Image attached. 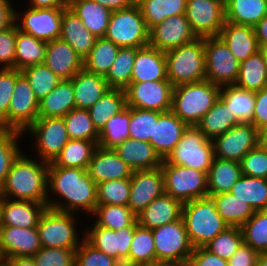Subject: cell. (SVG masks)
I'll use <instances>...</instances> for the list:
<instances>
[{"mask_svg": "<svg viewBox=\"0 0 267 266\" xmlns=\"http://www.w3.org/2000/svg\"><path fill=\"white\" fill-rule=\"evenodd\" d=\"M152 234L156 260L189 259L194 250L182 218L152 229Z\"/></svg>", "mask_w": 267, "mask_h": 266, "instance_id": "9a60e30c", "label": "cell"}, {"mask_svg": "<svg viewBox=\"0 0 267 266\" xmlns=\"http://www.w3.org/2000/svg\"><path fill=\"white\" fill-rule=\"evenodd\" d=\"M189 261L191 266H228L227 260L212 254L205 247L194 248Z\"/></svg>", "mask_w": 267, "mask_h": 266, "instance_id": "e7e4bbea", "label": "cell"}, {"mask_svg": "<svg viewBox=\"0 0 267 266\" xmlns=\"http://www.w3.org/2000/svg\"><path fill=\"white\" fill-rule=\"evenodd\" d=\"M60 39L67 42L84 60L93 48L96 37L68 7L63 11Z\"/></svg>", "mask_w": 267, "mask_h": 266, "instance_id": "4dcf8cb0", "label": "cell"}, {"mask_svg": "<svg viewBox=\"0 0 267 266\" xmlns=\"http://www.w3.org/2000/svg\"><path fill=\"white\" fill-rule=\"evenodd\" d=\"M91 216L95 218L92 221L97 226L113 229L114 231L130 225H138L137 215L129 206L97 205Z\"/></svg>", "mask_w": 267, "mask_h": 266, "instance_id": "bcb514c9", "label": "cell"}, {"mask_svg": "<svg viewBox=\"0 0 267 266\" xmlns=\"http://www.w3.org/2000/svg\"><path fill=\"white\" fill-rule=\"evenodd\" d=\"M126 107L125 90L111 88L88 109V112L94 127L100 132L112 116L119 114Z\"/></svg>", "mask_w": 267, "mask_h": 266, "instance_id": "f35d334b", "label": "cell"}, {"mask_svg": "<svg viewBox=\"0 0 267 266\" xmlns=\"http://www.w3.org/2000/svg\"><path fill=\"white\" fill-rule=\"evenodd\" d=\"M44 64L62 80H68L83 68V59L59 38L47 42Z\"/></svg>", "mask_w": 267, "mask_h": 266, "instance_id": "603a6c76", "label": "cell"}, {"mask_svg": "<svg viewBox=\"0 0 267 266\" xmlns=\"http://www.w3.org/2000/svg\"><path fill=\"white\" fill-rule=\"evenodd\" d=\"M267 15V0H225V19L254 27Z\"/></svg>", "mask_w": 267, "mask_h": 266, "instance_id": "d590c367", "label": "cell"}, {"mask_svg": "<svg viewBox=\"0 0 267 266\" xmlns=\"http://www.w3.org/2000/svg\"><path fill=\"white\" fill-rule=\"evenodd\" d=\"M76 108H91L109 89L105 76L82 68L72 79Z\"/></svg>", "mask_w": 267, "mask_h": 266, "instance_id": "f1b7e54d", "label": "cell"}, {"mask_svg": "<svg viewBox=\"0 0 267 266\" xmlns=\"http://www.w3.org/2000/svg\"><path fill=\"white\" fill-rule=\"evenodd\" d=\"M47 195L48 208L60 212L90 217L97 206V184L85 169L49 166Z\"/></svg>", "mask_w": 267, "mask_h": 266, "instance_id": "6da1fadb", "label": "cell"}, {"mask_svg": "<svg viewBox=\"0 0 267 266\" xmlns=\"http://www.w3.org/2000/svg\"><path fill=\"white\" fill-rule=\"evenodd\" d=\"M241 176L240 162L214 157L207 173L208 195L230 192Z\"/></svg>", "mask_w": 267, "mask_h": 266, "instance_id": "836d02e7", "label": "cell"}, {"mask_svg": "<svg viewBox=\"0 0 267 266\" xmlns=\"http://www.w3.org/2000/svg\"><path fill=\"white\" fill-rule=\"evenodd\" d=\"M2 199H0V216H1Z\"/></svg>", "mask_w": 267, "mask_h": 266, "instance_id": "979ff035", "label": "cell"}, {"mask_svg": "<svg viewBox=\"0 0 267 266\" xmlns=\"http://www.w3.org/2000/svg\"><path fill=\"white\" fill-rule=\"evenodd\" d=\"M212 142L215 157L240 162L259 145V130L252 123H239Z\"/></svg>", "mask_w": 267, "mask_h": 266, "instance_id": "e0dca14e", "label": "cell"}, {"mask_svg": "<svg viewBox=\"0 0 267 266\" xmlns=\"http://www.w3.org/2000/svg\"><path fill=\"white\" fill-rule=\"evenodd\" d=\"M26 155V156H25ZM21 152L1 186V196L47 204L49 163Z\"/></svg>", "mask_w": 267, "mask_h": 266, "instance_id": "7a4b0ae2", "label": "cell"}, {"mask_svg": "<svg viewBox=\"0 0 267 266\" xmlns=\"http://www.w3.org/2000/svg\"><path fill=\"white\" fill-rule=\"evenodd\" d=\"M63 119L70 139L98 141L99 132L94 127L88 110L75 108Z\"/></svg>", "mask_w": 267, "mask_h": 266, "instance_id": "f5cc1de1", "label": "cell"}, {"mask_svg": "<svg viewBox=\"0 0 267 266\" xmlns=\"http://www.w3.org/2000/svg\"><path fill=\"white\" fill-rule=\"evenodd\" d=\"M42 248L37 227L0 226V256L33 257Z\"/></svg>", "mask_w": 267, "mask_h": 266, "instance_id": "44dd1931", "label": "cell"}, {"mask_svg": "<svg viewBox=\"0 0 267 266\" xmlns=\"http://www.w3.org/2000/svg\"><path fill=\"white\" fill-rule=\"evenodd\" d=\"M66 8H15V20L18 30L43 41L59 39L62 16Z\"/></svg>", "mask_w": 267, "mask_h": 266, "instance_id": "7c38bea8", "label": "cell"}, {"mask_svg": "<svg viewBox=\"0 0 267 266\" xmlns=\"http://www.w3.org/2000/svg\"><path fill=\"white\" fill-rule=\"evenodd\" d=\"M3 197L1 196V187H0V199H2Z\"/></svg>", "mask_w": 267, "mask_h": 266, "instance_id": "67dfc351", "label": "cell"}, {"mask_svg": "<svg viewBox=\"0 0 267 266\" xmlns=\"http://www.w3.org/2000/svg\"><path fill=\"white\" fill-rule=\"evenodd\" d=\"M47 42L18 30L16 26V54L14 68L41 64L45 61Z\"/></svg>", "mask_w": 267, "mask_h": 266, "instance_id": "74e56055", "label": "cell"}, {"mask_svg": "<svg viewBox=\"0 0 267 266\" xmlns=\"http://www.w3.org/2000/svg\"><path fill=\"white\" fill-rule=\"evenodd\" d=\"M260 48L267 47V15L254 26Z\"/></svg>", "mask_w": 267, "mask_h": 266, "instance_id": "8c879c8a", "label": "cell"}, {"mask_svg": "<svg viewBox=\"0 0 267 266\" xmlns=\"http://www.w3.org/2000/svg\"><path fill=\"white\" fill-rule=\"evenodd\" d=\"M133 171L161 167L163 159L149 142L128 138L114 149Z\"/></svg>", "mask_w": 267, "mask_h": 266, "instance_id": "f546056e", "label": "cell"}, {"mask_svg": "<svg viewBox=\"0 0 267 266\" xmlns=\"http://www.w3.org/2000/svg\"><path fill=\"white\" fill-rule=\"evenodd\" d=\"M104 37L119 47L147 46L149 30L139 6L112 12Z\"/></svg>", "mask_w": 267, "mask_h": 266, "instance_id": "52a82bcc", "label": "cell"}, {"mask_svg": "<svg viewBox=\"0 0 267 266\" xmlns=\"http://www.w3.org/2000/svg\"><path fill=\"white\" fill-rule=\"evenodd\" d=\"M183 203L163 193L137 215L140 226L154 229L182 218Z\"/></svg>", "mask_w": 267, "mask_h": 266, "instance_id": "484cf974", "label": "cell"}, {"mask_svg": "<svg viewBox=\"0 0 267 266\" xmlns=\"http://www.w3.org/2000/svg\"><path fill=\"white\" fill-rule=\"evenodd\" d=\"M77 249L42 247L33 259L37 266H75Z\"/></svg>", "mask_w": 267, "mask_h": 266, "instance_id": "91938a15", "label": "cell"}, {"mask_svg": "<svg viewBox=\"0 0 267 266\" xmlns=\"http://www.w3.org/2000/svg\"><path fill=\"white\" fill-rule=\"evenodd\" d=\"M240 229L243 243L258 253L267 252V209L255 211Z\"/></svg>", "mask_w": 267, "mask_h": 266, "instance_id": "f907efd6", "label": "cell"}, {"mask_svg": "<svg viewBox=\"0 0 267 266\" xmlns=\"http://www.w3.org/2000/svg\"><path fill=\"white\" fill-rule=\"evenodd\" d=\"M31 8H67L68 0H28Z\"/></svg>", "mask_w": 267, "mask_h": 266, "instance_id": "2644e50d", "label": "cell"}, {"mask_svg": "<svg viewBox=\"0 0 267 266\" xmlns=\"http://www.w3.org/2000/svg\"><path fill=\"white\" fill-rule=\"evenodd\" d=\"M259 145L267 149V125L259 129Z\"/></svg>", "mask_w": 267, "mask_h": 266, "instance_id": "11e5206c", "label": "cell"}, {"mask_svg": "<svg viewBox=\"0 0 267 266\" xmlns=\"http://www.w3.org/2000/svg\"><path fill=\"white\" fill-rule=\"evenodd\" d=\"M188 124L180 120L172 111L164 112L154 122L150 144L162 159H166L181 140Z\"/></svg>", "mask_w": 267, "mask_h": 266, "instance_id": "d4e9b609", "label": "cell"}, {"mask_svg": "<svg viewBox=\"0 0 267 266\" xmlns=\"http://www.w3.org/2000/svg\"><path fill=\"white\" fill-rule=\"evenodd\" d=\"M256 266H267V252L259 253Z\"/></svg>", "mask_w": 267, "mask_h": 266, "instance_id": "2a66077c", "label": "cell"}, {"mask_svg": "<svg viewBox=\"0 0 267 266\" xmlns=\"http://www.w3.org/2000/svg\"><path fill=\"white\" fill-rule=\"evenodd\" d=\"M252 124L258 130L267 125V87H264L260 91H256Z\"/></svg>", "mask_w": 267, "mask_h": 266, "instance_id": "003e7915", "label": "cell"}, {"mask_svg": "<svg viewBox=\"0 0 267 266\" xmlns=\"http://www.w3.org/2000/svg\"><path fill=\"white\" fill-rule=\"evenodd\" d=\"M143 266H191L189 259L184 260H155Z\"/></svg>", "mask_w": 267, "mask_h": 266, "instance_id": "753ad0ef", "label": "cell"}, {"mask_svg": "<svg viewBox=\"0 0 267 266\" xmlns=\"http://www.w3.org/2000/svg\"><path fill=\"white\" fill-rule=\"evenodd\" d=\"M119 48L105 37L97 38L93 48L83 60V68L89 72L106 76L116 59Z\"/></svg>", "mask_w": 267, "mask_h": 266, "instance_id": "ee69618b", "label": "cell"}, {"mask_svg": "<svg viewBox=\"0 0 267 266\" xmlns=\"http://www.w3.org/2000/svg\"><path fill=\"white\" fill-rule=\"evenodd\" d=\"M137 225H130L114 231L94 222L86 226L84 239L97 250L117 260L122 266H128V255L134 230Z\"/></svg>", "mask_w": 267, "mask_h": 266, "instance_id": "5bb4252c", "label": "cell"}, {"mask_svg": "<svg viewBox=\"0 0 267 266\" xmlns=\"http://www.w3.org/2000/svg\"><path fill=\"white\" fill-rule=\"evenodd\" d=\"M168 80L164 52L147 45L135 57L131 82Z\"/></svg>", "mask_w": 267, "mask_h": 266, "instance_id": "83f0119b", "label": "cell"}, {"mask_svg": "<svg viewBox=\"0 0 267 266\" xmlns=\"http://www.w3.org/2000/svg\"><path fill=\"white\" fill-rule=\"evenodd\" d=\"M165 193L186 203L208 195L207 174L197 169L172 165L163 159Z\"/></svg>", "mask_w": 267, "mask_h": 266, "instance_id": "30bf717a", "label": "cell"}, {"mask_svg": "<svg viewBox=\"0 0 267 266\" xmlns=\"http://www.w3.org/2000/svg\"><path fill=\"white\" fill-rule=\"evenodd\" d=\"M88 175L96 183L130 178L133 170L123 162L114 149L97 146L87 168Z\"/></svg>", "mask_w": 267, "mask_h": 266, "instance_id": "7402d4cb", "label": "cell"}, {"mask_svg": "<svg viewBox=\"0 0 267 266\" xmlns=\"http://www.w3.org/2000/svg\"><path fill=\"white\" fill-rule=\"evenodd\" d=\"M167 79L173 86L206 80L204 37L164 52Z\"/></svg>", "mask_w": 267, "mask_h": 266, "instance_id": "5b68a950", "label": "cell"}, {"mask_svg": "<svg viewBox=\"0 0 267 266\" xmlns=\"http://www.w3.org/2000/svg\"><path fill=\"white\" fill-rule=\"evenodd\" d=\"M259 253L242 243L238 250L227 260L228 266H256Z\"/></svg>", "mask_w": 267, "mask_h": 266, "instance_id": "03108f58", "label": "cell"}, {"mask_svg": "<svg viewBox=\"0 0 267 266\" xmlns=\"http://www.w3.org/2000/svg\"><path fill=\"white\" fill-rule=\"evenodd\" d=\"M148 30L166 18L186 12L187 0H138Z\"/></svg>", "mask_w": 267, "mask_h": 266, "instance_id": "60d3db41", "label": "cell"}, {"mask_svg": "<svg viewBox=\"0 0 267 266\" xmlns=\"http://www.w3.org/2000/svg\"><path fill=\"white\" fill-rule=\"evenodd\" d=\"M230 192L254 211L267 209V179L242 175Z\"/></svg>", "mask_w": 267, "mask_h": 266, "instance_id": "b9f144b4", "label": "cell"}, {"mask_svg": "<svg viewBox=\"0 0 267 266\" xmlns=\"http://www.w3.org/2000/svg\"><path fill=\"white\" fill-rule=\"evenodd\" d=\"M235 85L255 92L267 87V73L261 51L240 63Z\"/></svg>", "mask_w": 267, "mask_h": 266, "instance_id": "f6af8a7d", "label": "cell"}, {"mask_svg": "<svg viewBox=\"0 0 267 266\" xmlns=\"http://www.w3.org/2000/svg\"><path fill=\"white\" fill-rule=\"evenodd\" d=\"M98 141L70 139L49 166L74 167L87 170Z\"/></svg>", "mask_w": 267, "mask_h": 266, "instance_id": "ab89813d", "label": "cell"}, {"mask_svg": "<svg viewBox=\"0 0 267 266\" xmlns=\"http://www.w3.org/2000/svg\"><path fill=\"white\" fill-rule=\"evenodd\" d=\"M239 123L227 108V105L218 98L210 110L197 123L196 127L208 140L213 141Z\"/></svg>", "mask_w": 267, "mask_h": 266, "instance_id": "8d00e7d4", "label": "cell"}, {"mask_svg": "<svg viewBox=\"0 0 267 266\" xmlns=\"http://www.w3.org/2000/svg\"><path fill=\"white\" fill-rule=\"evenodd\" d=\"M75 216L82 217L80 213L75 215L47 208L37 225L41 246L77 249L85 236L84 231L80 236L81 233L77 227L79 219Z\"/></svg>", "mask_w": 267, "mask_h": 266, "instance_id": "8992f818", "label": "cell"}, {"mask_svg": "<svg viewBox=\"0 0 267 266\" xmlns=\"http://www.w3.org/2000/svg\"><path fill=\"white\" fill-rule=\"evenodd\" d=\"M214 157L213 142L196 126H188L179 143L165 160L172 165L197 169L207 174Z\"/></svg>", "mask_w": 267, "mask_h": 266, "instance_id": "ba28073f", "label": "cell"}, {"mask_svg": "<svg viewBox=\"0 0 267 266\" xmlns=\"http://www.w3.org/2000/svg\"><path fill=\"white\" fill-rule=\"evenodd\" d=\"M173 87L169 80L131 82L125 89L126 105L161 113L171 111Z\"/></svg>", "mask_w": 267, "mask_h": 266, "instance_id": "4fadbf2b", "label": "cell"}, {"mask_svg": "<svg viewBox=\"0 0 267 266\" xmlns=\"http://www.w3.org/2000/svg\"><path fill=\"white\" fill-rule=\"evenodd\" d=\"M155 260L156 253L152 230L138 224L135 227L130 245L128 266H143Z\"/></svg>", "mask_w": 267, "mask_h": 266, "instance_id": "681fc988", "label": "cell"}, {"mask_svg": "<svg viewBox=\"0 0 267 266\" xmlns=\"http://www.w3.org/2000/svg\"><path fill=\"white\" fill-rule=\"evenodd\" d=\"M15 5L12 0H0V32L14 24Z\"/></svg>", "mask_w": 267, "mask_h": 266, "instance_id": "a7ac6f4b", "label": "cell"}, {"mask_svg": "<svg viewBox=\"0 0 267 266\" xmlns=\"http://www.w3.org/2000/svg\"><path fill=\"white\" fill-rule=\"evenodd\" d=\"M260 51L262 52V56L265 63L266 73H267V47L260 48Z\"/></svg>", "mask_w": 267, "mask_h": 266, "instance_id": "b9fcfbb0", "label": "cell"}, {"mask_svg": "<svg viewBox=\"0 0 267 266\" xmlns=\"http://www.w3.org/2000/svg\"><path fill=\"white\" fill-rule=\"evenodd\" d=\"M242 175L267 179V149L258 145L240 161Z\"/></svg>", "mask_w": 267, "mask_h": 266, "instance_id": "94428289", "label": "cell"}, {"mask_svg": "<svg viewBox=\"0 0 267 266\" xmlns=\"http://www.w3.org/2000/svg\"><path fill=\"white\" fill-rule=\"evenodd\" d=\"M131 120V107L112 116L99 132L98 146L105 149H115L124 140L130 138L129 123Z\"/></svg>", "mask_w": 267, "mask_h": 266, "instance_id": "c3c4849f", "label": "cell"}, {"mask_svg": "<svg viewBox=\"0 0 267 266\" xmlns=\"http://www.w3.org/2000/svg\"><path fill=\"white\" fill-rule=\"evenodd\" d=\"M75 266H122L117 260L97 250L85 239L75 253Z\"/></svg>", "mask_w": 267, "mask_h": 266, "instance_id": "6125c7cd", "label": "cell"}, {"mask_svg": "<svg viewBox=\"0 0 267 266\" xmlns=\"http://www.w3.org/2000/svg\"><path fill=\"white\" fill-rule=\"evenodd\" d=\"M198 38L185 14L166 18L149 30V43L162 52L177 48Z\"/></svg>", "mask_w": 267, "mask_h": 266, "instance_id": "ffe728a7", "label": "cell"}, {"mask_svg": "<svg viewBox=\"0 0 267 266\" xmlns=\"http://www.w3.org/2000/svg\"><path fill=\"white\" fill-rule=\"evenodd\" d=\"M130 178L114 179L97 184V205L128 206Z\"/></svg>", "mask_w": 267, "mask_h": 266, "instance_id": "11a10c76", "label": "cell"}, {"mask_svg": "<svg viewBox=\"0 0 267 266\" xmlns=\"http://www.w3.org/2000/svg\"><path fill=\"white\" fill-rule=\"evenodd\" d=\"M256 92L238 87L225 85L220 88L219 98L240 123H252L255 109Z\"/></svg>", "mask_w": 267, "mask_h": 266, "instance_id": "e575fe53", "label": "cell"}, {"mask_svg": "<svg viewBox=\"0 0 267 266\" xmlns=\"http://www.w3.org/2000/svg\"><path fill=\"white\" fill-rule=\"evenodd\" d=\"M23 133L4 129L0 133V187L3 185L12 163L24 150L20 147Z\"/></svg>", "mask_w": 267, "mask_h": 266, "instance_id": "db71d44e", "label": "cell"}, {"mask_svg": "<svg viewBox=\"0 0 267 266\" xmlns=\"http://www.w3.org/2000/svg\"><path fill=\"white\" fill-rule=\"evenodd\" d=\"M21 70L15 68H0V123L8 130V109L17 76Z\"/></svg>", "mask_w": 267, "mask_h": 266, "instance_id": "680465c9", "label": "cell"}, {"mask_svg": "<svg viewBox=\"0 0 267 266\" xmlns=\"http://www.w3.org/2000/svg\"><path fill=\"white\" fill-rule=\"evenodd\" d=\"M3 130H4V129H3L2 125H1V123H0V133H1Z\"/></svg>", "mask_w": 267, "mask_h": 266, "instance_id": "deb4b68c", "label": "cell"}, {"mask_svg": "<svg viewBox=\"0 0 267 266\" xmlns=\"http://www.w3.org/2000/svg\"><path fill=\"white\" fill-rule=\"evenodd\" d=\"M21 73L28 80L38 101L47 96L62 80L44 63L25 67Z\"/></svg>", "mask_w": 267, "mask_h": 266, "instance_id": "816d5d0a", "label": "cell"}, {"mask_svg": "<svg viewBox=\"0 0 267 266\" xmlns=\"http://www.w3.org/2000/svg\"><path fill=\"white\" fill-rule=\"evenodd\" d=\"M38 104L28 80L20 73L8 109V130L24 133L38 119Z\"/></svg>", "mask_w": 267, "mask_h": 266, "instance_id": "ac0fdd59", "label": "cell"}, {"mask_svg": "<svg viewBox=\"0 0 267 266\" xmlns=\"http://www.w3.org/2000/svg\"><path fill=\"white\" fill-rule=\"evenodd\" d=\"M0 266H12V265L8 259L0 258Z\"/></svg>", "mask_w": 267, "mask_h": 266, "instance_id": "09005b40", "label": "cell"}, {"mask_svg": "<svg viewBox=\"0 0 267 266\" xmlns=\"http://www.w3.org/2000/svg\"><path fill=\"white\" fill-rule=\"evenodd\" d=\"M68 8L83 21L96 38L105 36L112 13L110 10L91 0H68Z\"/></svg>", "mask_w": 267, "mask_h": 266, "instance_id": "d6a6232c", "label": "cell"}, {"mask_svg": "<svg viewBox=\"0 0 267 266\" xmlns=\"http://www.w3.org/2000/svg\"><path fill=\"white\" fill-rule=\"evenodd\" d=\"M161 114V112L131 107L130 138L150 142L151 137H153L154 122H158V117Z\"/></svg>", "mask_w": 267, "mask_h": 266, "instance_id": "6f0895ef", "label": "cell"}, {"mask_svg": "<svg viewBox=\"0 0 267 266\" xmlns=\"http://www.w3.org/2000/svg\"><path fill=\"white\" fill-rule=\"evenodd\" d=\"M47 204L2 198L0 226L37 227Z\"/></svg>", "mask_w": 267, "mask_h": 266, "instance_id": "cb8c5ba5", "label": "cell"}, {"mask_svg": "<svg viewBox=\"0 0 267 266\" xmlns=\"http://www.w3.org/2000/svg\"><path fill=\"white\" fill-rule=\"evenodd\" d=\"M220 88L208 80L174 86L171 111L189 126H196L219 98Z\"/></svg>", "mask_w": 267, "mask_h": 266, "instance_id": "277c9868", "label": "cell"}, {"mask_svg": "<svg viewBox=\"0 0 267 266\" xmlns=\"http://www.w3.org/2000/svg\"><path fill=\"white\" fill-rule=\"evenodd\" d=\"M137 47H120L105 79L110 88L125 90L131 84Z\"/></svg>", "mask_w": 267, "mask_h": 266, "instance_id": "7dc6e473", "label": "cell"}, {"mask_svg": "<svg viewBox=\"0 0 267 266\" xmlns=\"http://www.w3.org/2000/svg\"><path fill=\"white\" fill-rule=\"evenodd\" d=\"M239 63L260 51L254 27L225 21L218 35Z\"/></svg>", "mask_w": 267, "mask_h": 266, "instance_id": "4316f807", "label": "cell"}, {"mask_svg": "<svg viewBox=\"0 0 267 266\" xmlns=\"http://www.w3.org/2000/svg\"><path fill=\"white\" fill-rule=\"evenodd\" d=\"M217 212L229 226L241 227L255 211L231 192L212 195Z\"/></svg>", "mask_w": 267, "mask_h": 266, "instance_id": "7bdbcfd3", "label": "cell"}, {"mask_svg": "<svg viewBox=\"0 0 267 266\" xmlns=\"http://www.w3.org/2000/svg\"><path fill=\"white\" fill-rule=\"evenodd\" d=\"M76 108L73 82L61 80L38 104V118H63Z\"/></svg>", "mask_w": 267, "mask_h": 266, "instance_id": "1f68e13d", "label": "cell"}, {"mask_svg": "<svg viewBox=\"0 0 267 266\" xmlns=\"http://www.w3.org/2000/svg\"><path fill=\"white\" fill-rule=\"evenodd\" d=\"M197 37L218 36L225 24V0H187L185 12Z\"/></svg>", "mask_w": 267, "mask_h": 266, "instance_id": "2e32d148", "label": "cell"}, {"mask_svg": "<svg viewBox=\"0 0 267 266\" xmlns=\"http://www.w3.org/2000/svg\"><path fill=\"white\" fill-rule=\"evenodd\" d=\"M206 80L220 87L234 85L240 63L219 36L204 37Z\"/></svg>", "mask_w": 267, "mask_h": 266, "instance_id": "8fae6325", "label": "cell"}, {"mask_svg": "<svg viewBox=\"0 0 267 266\" xmlns=\"http://www.w3.org/2000/svg\"><path fill=\"white\" fill-rule=\"evenodd\" d=\"M242 243L243 236L240 227L229 226L204 247L212 254L222 259L229 260Z\"/></svg>", "mask_w": 267, "mask_h": 266, "instance_id": "9f6ffc18", "label": "cell"}, {"mask_svg": "<svg viewBox=\"0 0 267 266\" xmlns=\"http://www.w3.org/2000/svg\"><path fill=\"white\" fill-rule=\"evenodd\" d=\"M8 260L12 266H37L33 257H14Z\"/></svg>", "mask_w": 267, "mask_h": 266, "instance_id": "34e18365", "label": "cell"}, {"mask_svg": "<svg viewBox=\"0 0 267 266\" xmlns=\"http://www.w3.org/2000/svg\"><path fill=\"white\" fill-rule=\"evenodd\" d=\"M163 193L165 184L161 167L132 172L128 206L136 215Z\"/></svg>", "mask_w": 267, "mask_h": 266, "instance_id": "d6986e66", "label": "cell"}, {"mask_svg": "<svg viewBox=\"0 0 267 266\" xmlns=\"http://www.w3.org/2000/svg\"><path fill=\"white\" fill-rule=\"evenodd\" d=\"M182 220L194 248L204 247L229 225L217 212L212 196L183 203Z\"/></svg>", "mask_w": 267, "mask_h": 266, "instance_id": "3957f363", "label": "cell"}, {"mask_svg": "<svg viewBox=\"0 0 267 266\" xmlns=\"http://www.w3.org/2000/svg\"><path fill=\"white\" fill-rule=\"evenodd\" d=\"M34 141L30 149L42 161L51 163L70 140L63 118H38L24 133Z\"/></svg>", "mask_w": 267, "mask_h": 266, "instance_id": "9c48e42d", "label": "cell"}, {"mask_svg": "<svg viewBox=\"0 0 267 266\" xmlns=\"http://www.w3.org/2000/svg\"><path fill=\"white\" fill-rule=\"evenodd\" d=\"M16 54V24L0 32V68H14Z\"/></svg>", "mask_w": 267, "mask_h": 266, "instance_id": "be15d7a7", "label": "cell"}, {"mask_svg": "<svg viewBox=\"0 0 267 266\" xmlns=\"http://www.w3.org/2000/svg\"><path fill=\"white\" fill-rule=\"evenodd\" d=\"M106 7L111 12L130 8L136 4L135 0H91Z\"/></svg>", "mask_w": 267, "mask_h": 266, "instance_id": "89a4df30", "label": "cell"}]
</instances>
